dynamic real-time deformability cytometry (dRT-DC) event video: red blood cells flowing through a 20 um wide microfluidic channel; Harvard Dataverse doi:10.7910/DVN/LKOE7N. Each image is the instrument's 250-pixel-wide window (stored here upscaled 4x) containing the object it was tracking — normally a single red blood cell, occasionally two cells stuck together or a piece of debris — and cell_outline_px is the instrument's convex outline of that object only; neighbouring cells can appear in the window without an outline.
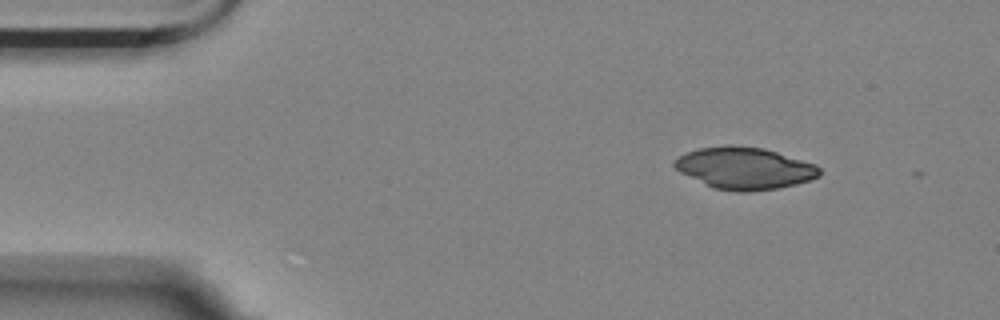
{"species": "Egyptian fruit bat (a non-hibernating species)", "species_latin": "Rousettus aegyptiacus", "temperature_condition": "room temperature", "stored_images_in_passage": 2, "camera_frame_rate_fps": 3000, "um_per_image_px": 0.085, "animal": {"sex": "female"}, "frame": {"image": 1, "passage_image": 1, "time_ms": 0.0, "image_size_px": [1000, 320], "cell_outline_px": [[820, 176], [796, 184], [776, 188], [748, 192], [736, 192], [716, 188], [680, 172], [672, 164], [680, 156], [688, 152], [700, 148], [724, 144], [732, 144], [764, 148], [816, 164], [820, 168]], "centroid_in_image_um": [63.31, 14.28], "position_along_channel_um": 21.7, "area_um2": 35.2}}